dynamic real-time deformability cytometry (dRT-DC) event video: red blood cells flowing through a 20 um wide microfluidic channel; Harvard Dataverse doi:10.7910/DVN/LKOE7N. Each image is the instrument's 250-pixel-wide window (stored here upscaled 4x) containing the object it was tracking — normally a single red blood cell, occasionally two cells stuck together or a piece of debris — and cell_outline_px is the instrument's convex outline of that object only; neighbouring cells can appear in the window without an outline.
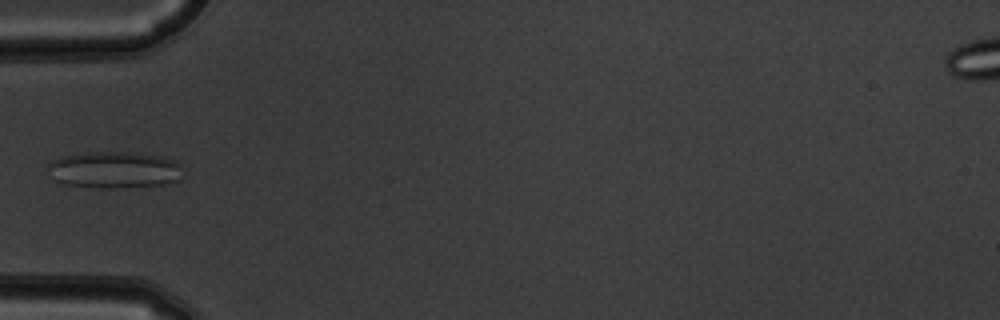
{"species": "common noctule bat (a hibernating species)", "species_latin": "Nyctalus noctula", "temperature_condition": "warm", "stored_images_in_passage": 5, "camera_frame_rate_fps": 3000, "um_per_image_px": 0.085, "animal": {"sex": "male", "body_mass_g": 19.5, "forearm_length_mm": 54.6}, "frame": {"image": 1, "passage_image": 5, "time_ms": 1.333, "image_size_px": [1000, 320], "cell_outline_px": [[180, 180], [164, 184], [100, 188], [64, 184], [56, 180], [48, 168], [48, 164], [52, 160], [60, 156], [84, 152], [128, 152], [160, 156], [172, 160], [180, 164]], "centroid_in_image_um": [9.68, 14.42], "position_along_channel_um": 75.3, "area_um2": 28.5}}